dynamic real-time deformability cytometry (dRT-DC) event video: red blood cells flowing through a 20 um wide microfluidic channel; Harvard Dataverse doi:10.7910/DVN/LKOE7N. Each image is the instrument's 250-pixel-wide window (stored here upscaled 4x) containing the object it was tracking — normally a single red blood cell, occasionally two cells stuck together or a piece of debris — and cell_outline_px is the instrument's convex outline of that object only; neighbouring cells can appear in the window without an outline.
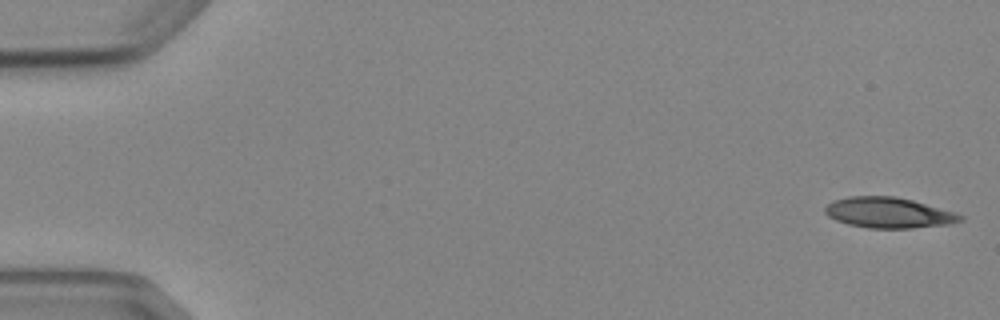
{"species": "Egyptian fruit bat (a non-hibernating species)", "species_latin": "Rousettus aegyptiacus", "temperature_condition": "cold", "stored_images_in_passage": 5, "camera_frame_rate_fps": 3000, "um_per_image_px": 0.085, "animal": {"sex": "female"}, "frame": {"image": 1, "passage_image": 1, "time_ms": 0.0, "image_size_px": [1000, 320], "cell_outline_px": [[964, 220], [948, 224], [912, 228], [868, 228], [848, 224], [836, 220], [828, 216], [824, 212], [824, 208], [832, 200], [848, 196], [896, 196], [912, 200], [956, 212], [964, 216]], "centroid_in_image_um": [75.53, 18.07], "position_along_channel_um": 9.5, "area_um2": 24.22}}
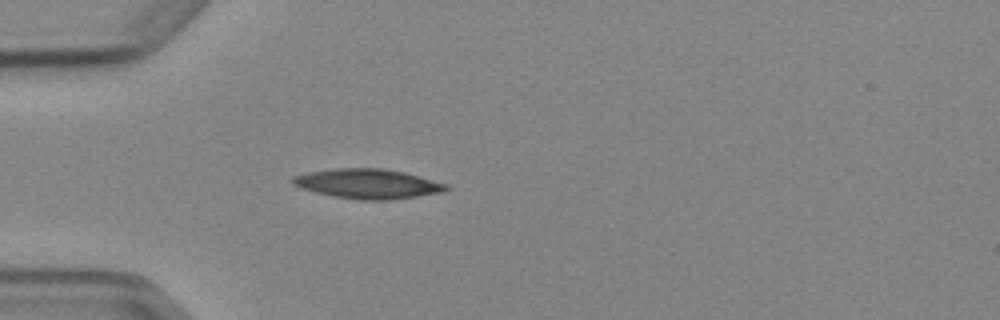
{"frame": {"image": 2, "passage_image": 5, "time_ms": 4.667, "image_size_px": [1000, 320], "cell_outline_px": [[452, 188], [444, 192], [388, 200], [360, 200], [332, 196], [300, 188], [292, 184], [292, 176], [308, 172], [336, 168], [384, 168], [404, 172], [448, 184]], "centroid_in_image_um": [31.27, 15.62], "position_along_channel_um": 53.7, "area_um2": 26.65}}